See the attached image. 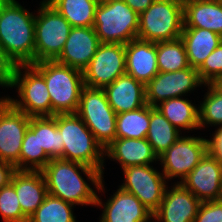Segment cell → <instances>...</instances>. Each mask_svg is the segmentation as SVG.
<instances>
[{
  "instance_id": "cell-1",
  "label": "cell",
  "mask_w": 222,
  "mask_h": 222,
  "mask_svg": "<svg viewBox=\"0 0 222 222\" xmlns=\"http://www.w3.org/2000/svg\"><path fill=\"white\" fill-rule=\"evenodd\" d=\"M41 171L48 194L69 202L75 207L76 205L95 206L97 192L105 190L102 174L97 169L79 162L60 158L51 159ZM81 173L86 175L87 181H91L93 188Z\"/></svg>"
},
{
  "instance_id": "cell-2",
  "label": "cell",
  "mask_w": 222,
  "mask_h": 222,
  "mask_svg": "<svg viewBox=\"0 0 222 222\" xmlns=\"http://www.w3.org/2000/svg\"><path fill=\"white\" fill-rule=\"evenodd\" d=\"M35 14L16 0H0V46L16 66L34 64Z\"/></svg>"
},
{
  "instance_id": "cell-3",
  "label": "cell",
  "mask_w": 222,
  "mask_h": 222,
  "mask_svg": "<svg viewBox=\"0 0 222 222\" xmlns=\"http://www.w3.org/2000/svg\"><path fill=\"white\" fill-rule=\"evenodd\" d=\"M44 77L53 116L56 114H76L84 84L82 71L55 60H44L32 64Z\"/></svg>"
},
{
  "instance_id": "cell-4",
  "label": "cell",
  "mask_w": 222,
  "mask_h": 222,
  "mask_svg": "<svg viewBox=\"0 0 222 222\" xmlns=\"http://www.w3.org/2000/svg\"><path fill=\"white\" fill-rule=\"evenodd\" d=\"M57 129L63 142V160L97 169L104 175V148L77 114H56Z\"/></svg>"
},
{
  "instance_id": "cell-5",
  "label": "cell",
  "mask_w": 222,
  "mask_h": 222,
  "mask_svg": "<svg viewBox=\"0 0 222 222\" xmlns=\"http://www.w3.org/2000/svg\"><path fill=\"white\" fill-rule=\"evenodd\" d=\"M93 28L100 43L126 45L137 38L139 15L124 0H100Z\"/></svg>"
},
{
  "instance_id": "cell-6",
  "label": "cell",
  "mask_w": 222,
  "mask_h": 222,
  "mask_svg": "<svg viewBox=\"0 0 222 222\" xmlns=\"http://www.w3.org/2000/svg\"><path fill=\"white\" fill-rule=\"evenodd\" d=\"M183 27V0H155L139 15L137 38L173 41L180 38Z\"/></svg>"
},
{
  "instance_id": "cell-7",
  "label": "cell",
  "mask_w": 222,
  "mask_h": 222,
  "mask_svg": "<svg viewBox=\"0 0 222 222\" xmlns=\"http://www.w3.org/2000/svg\"><path fill=\"white\" fill-rule=\"evenodd\" d=\"M13 88H16L18 98L8 96V102L15 109L30 117L53 116L44 77L32 65L16 66Z\"/></svg>"
},
{
  "instance_id": "cell-8",
  "label": "cell",
  "mask_w": 222,
  "mask_h": 222,
  "mask_svg": "<svg viewBox=\"0 0 222 222\" xmlns=\"http://www.w3.org/2000/svg\"><path fill=\"white\" fill-rule=\"evenodd\" d=\"M39 6L35 14L34 63L55 60L62 52L72 28L46 0H42Z\"/></svg>"
},
{
  "instance_id": "cell-9",
  "label": "cell",
  "mask_w": 222,
  "mask_h": 222,
  "mask_svg": "<svg viewBox=\"0 0 222 222\" xmlns=\"http://www.w3.org/2000/svg\"><path fill=\"white\" fill-rule=\"evenodd\" d=\"M76 114L104 149L116 139L117 114L107 101L103 88L84 86Z\"/></svg>"
},
{
  "instance_id": "cell-10",
  "label": "cell",
  "mask_w": 222,
  "mask_h": 222,
  "mask_svg": "<svg viewBox=\"0 0 222 222\" xmlns=\"http://www.w3.org/2000/svg\"><path fill=\"white\" fill-rule=\"evenodd\" d=\"M207 152L208 139L202 136L181 135L158 157V161L168 182L180 178L176 183H181Z\"/></svg>"
},
{
  "instance_id": "cell-11",
  "label": "cell",
  "mask_w": 222,
  "mask_h": 222,
  "mask_svg": "<svg viewBox=\"0 0 222 222\" xmlns=\"http://www.w3.org/2000/svg\"><path fill=\"white\" fill-rule=\"evenodd\" d=\"M124 174L121 189L135 195L142 204L154 213L161 204L168 181L162 171L151 165L129 166L122 169Z\"/></svg>"
},
{
  "instance_id": "cell-12",
  "label": "cell",
  "mask_w": 222,
  "mask_h": 222,
  "mask_svg": "<svg viewBox=\"0 0 222 222\" xmlns=\"http://www.w3.org/2000/svg\"><path fill=\"white\" fill-rule=\"evenodd\" d=\"M85 86L104 88L126 73L125 45L100 43L95 55L83 70Z\"/></svg>"
},
{
  "instance_id": "cell-13",
  "label": "cell",
  "mask_w": 222,
  "mask_h": 222,
  "mask_svg": "<svg viewBox=\"0 0 222 222\" xmlns=\"http://www.w3.org/2000/svg\"><path fill=\"white\" fill-rule=\"evenodd\" d=\"M203 85L197 69L191 66L180 71L159 72L145 85L146 103L155 107L165 100L185 97Z\"/></svg>"
},
{
  "instance_id": "cell-14",
  "label": "cell",
  "mask_w": 222,
  "mask_h": 222,
  "mask_svg": "<svg viewBox=\"0 0 222 222\" xmlns=\"http://www.w3.org/2000/svg\"><path fill=\"white\" fill-rule=\"evenodd\" d=\"M31 117L7 102L0 109V160L19 170L22 142Z\"/></svg>"
},
{
  "instance_id": "cell-15",
  "label": "cell",
  "mask_w": 222,
  "mask_h": 222,
  "mask_svg": "<svg viewBox=\"0 0 222 222\" xmlns=\"http://www.w3.org/2000/svg\"><path fill=\"white\" fill-rule=\"evenodd\" d=\"M201 202L222 199V163L209 151L180 183Z\"/></svg>"
},
{
  "instance_id": "cell-16",
  "label": "cell",
  "mask_w": 222,
  "mask_h": 222,
  "mask_svg": "<svg viewBox=\"0 0 222 222\" xmlns=\"http://www.w3.org/2000/svg\"><path fill=\"white\" fill-rule=\"evenodd\" d=\"M118 188L107 202L97 194L95 207H103L99 222H153V213L135 195Z\"/></svg>"
},
{
  "instance_id": "cell-17",
  "label": "cell",
  "mask_w": 222,
  "mask_h": 222,
  "mask_svg": "<svg viewBox=\"0 0 222 222\" xmlns=\"http://www.w3.org/2000/svg\"><path fill=\"white\" fill-rule=\"evenodd\" d=\"M169 188L166 187L163 200L153 213V222H194L202 202L180 183Z\"/></svg>"
},
{
  "instance_id": "cell-18",
  "label": "cell",
  "mask_w": 222,
  "mask_h": 222,
  "mask_svg": "<svg viewBox=\"0 0 222 222\" xmlns=\"http://www.w3.org/2000/svg\"><path fill=\"white\" fill-rule=\"evenodd\" d=\"M100 44L93 27H72L56 62L83 72Z\"/></svg>"
},
{
  "instance_id": "cell-19",
  "label": "cell",
  "mask_w": 222,
  "mask_h": 222,
  "mask_svg": "<svg viewBox=\"0 0 222 222\" xmlns=\"http://www.w3.org/2000/svg\"><path fill=\"white\" fill-rule=\"evenodd\" d=\"M126 74L146 85L159 73L156 42L135 38L125 45Z\"/></svg>"
},
{
  "instance_id": "cell-20",
  "label": "cell",
  "mask_w": 222,
  "mask_h": 222,
  "mask_svg": "<svg viewBox=\"0 0 222 222\" xmlns=\"http://www.w3.org/2000/svg\"><path fill=\"white\" fill-rule=\"evenodd\" d=\"M103 90L116 114L136 110L147 104L145 85L126 73Z\"/></svg>"
},
{
  "instance_id": "cell-21",
  "label": "cell",
  "mask_w": 222,
  "mask_h": 222,
  "mask_svg": "<svg viewBox=\"0 0 222 222\" xmlns=\"http://www.w3.org/2000/svg\"><path fill=\"white\" fill-rule=\"evenodd\" d=\"M10 183L15 188L23 214L29 218L48 195L42 171L15 170Z\"/></svg>"
},
{
  "instance_id": "cell-22",
  "label": "cell",
  "mask_w": 222,
  "mask_h": 222,
  "mask_svg": "<svg viewBox=\"0 0 222 222\" xmlns=\"http://www.w3.org/2000/svg\"><path fill=\"white\" fill-rule=\"evenodd\" d=\"M104 157L119 162L121 170L129 166L152 165L158 156L144 139L116 138L104 149Z\"/></svg>"
},
{
  "instance_id": "cell-23",
  "label": "cell",
  "mask_w": 222,
  "mask_h": 222,
  "mask_svg": "<svg viewBox=\"0 0 222 222\" xmlns=\"http://www.w3.org/2000/svg\"><path fill=\"white\" fill-rule=\"evenodd\" d=\"M183 28H202L222 37V0H183Z\"/></svg>"
},
{
  "instance_id": "cell-24",
  "label": "cell",
  "mask_w": 222,
  "mask_h": 222,
  "mask_svg": "<svg viewBox=\"0 0 222 222\" xmlns=\"http://www.w3.org/2000/svg\"><path fill=\"white\" fill-rule=\"evenodd\" d=\"M180 38L184 43L189 65L197 70L222 42L220 35L202 28H183Z\"/></svg>"
},
{
  "instance_id": "cell-25",
  "label": "cell",
  "mask_w": 222,
  "mask_h": 222,
  "mask_svg": "<svg viewBox=\"0 0 222 222\" xmlns=\"http://www.w3.org/2000/svg\"><path fill=\"white\" fill-rule=\"evenodd\" d=\"M155 107L179 131L200 130L199 107L188 98H171L159 103Z\"/></svg>"
},
{
  "instance_id": "cell-26",
  "label": "cell",
  "mask_w": 222,
  "mask_h": 222,
  "mask_svg": "<svg viewBox=\"0 0 222 222\" xmlns=\"http://www.w3.org/2000/svg\"><path fill=\"white\" fill-rule=\"evenodd\" d=\"M181 135L182 132L174 127L156 107L150 106V125L146 138L158 157Z\"/></svg>"
},
{
  "instance_id": "cell-27",
  "label": "cell",
  "mask_w": 222,
  "mask_h": 222,
  "mask_svg": "<svg viewBox=\"0 0 222 222\" xmlns=\"http://www.w3.org/2000/svg\"><path fill=\"white\" fill-rule=\"evenodd\" d=\"M71 27H93L100 0H46Z\"/></svg>"
},
{
  "instance_id": "cell-28",
  "label": "cell",
  "mask_w": 222,
  "mask_h": 222,
  "mask_svg": "<svg viewBox=\"0 0 222 222\" xmlns=\"http://www.w3.org/2000/svg\"><path fill=\"white\" fill-rule=\"evenodd\" d=\"M50 160L39 146L38 117H31L22 142L19 170L41 171Z\"/></svg>"
},
{
  "instance_id": "cell-29",
  "label": "cell",
  "mask_w": 222,
  "mask_h": 222,
  "mask_svg": "<svg viewBox=\"0 0 222 222\" xmlns=\"http://www.w3.org/2000/svg\"><path fill=\"white\" fill-rule=\"evenodd\" d=\"M150 125V105L117 114L116 138L144 139Z\"/></svg>"
},
{
  "instance_id": "cell-30",
  "label": "cell",
  "mask_w": 222,
  "mask_h": 222,
  "mask_svg": "<svg viewBox=\"0 0 222 222\" xmlns=\"http://www.w3.org/2000/svg\"><path fill=\"white\" fill-rule=\"evenodd\" d=\"M156 52L159 72H174L190 67L181 38L156 42Z\"/></svg>"
},
{
  "instance_id": "cell-31",
  "label": "cell",
  "mask_w": 222,
  "mask_h": 222,
  "mask_svg": "<svg viewBox=\"0 0 222 222\" xmlns=\"http://www.w3.org/2000/svg\"><path fill=\"white\" fill-rule=\"evenodd\" d=\"M74 206L48 194L28 222H77L72 210Z\"/></svg>"
},
{
  "instance_id": "cell-32",
  "label": "cell",
  "mask_w": 222,
  "mask_h": 222,
  "mask_svg": "<svg viewBox=\"0 0 222 222\" xmlns=\"http://www.w3.org/2000/svg\"><path fill=\"white\" fill-rule=\"evenodd\" d=\"M207 89L204 98L200 101L199 127H221L222 126V91L213 83L204 85Z\"/></svg>"
},
{
  "instance_id": "cell-33",
  "label": "cell",
  "mask_w": 222,
  "mask_h": 222,
  "mask_svg": "<svg viewBox=\"0 0 222 222\" xmlns=\"http://www.w3.org/2000/svg\"><path fill=\"white\" fill-rule=\"evenodd\" d=\"M38 142L50 159H63V142L57 129L56 115L38 117Z\"/></svg>"
},
{
  "instance_id": "cell-34",
  "label": "cell",
  "mask_w": 222,
  "mask_h": 222,
  "mask_svg": "<svg viewBox=\"0 0 222 222\" xmlns=\"http://www.w3.org/2000/svg\"><path fill=\"white\" fill-rule=\"evenodd\" d=\"M0 216L4 222H28L21 210L15 188L10 182L0 189Z\"/></svg>"
},
{
  "instance_id": "cell-35",
  "label": "cell",
  "mask_w": 222,
  "mask_h": 222,
  "mask_svg": "<svg viewBox=\"0 0 222 222\" xmlns=\"http://www.w3.org/2000/svg\"><path fill=\"white\" fill-rule=\"evenodd\" d=\"M197 71L200 79L205 84L214 83L220 76H222V42L206 58Z\"/></svg>"
},
{
  "instance_id": "cell-36",
  "label": "cell",
  "mask_w": 222,
  "mask_h": 222,
  "mask_svg": "<svg viewBox=\"0 0 222 222\" xmlns=\"http://www.w3.org/2000/svg\"><path fill=\"white\" fill-rule=\"evenodd\" d=\"M194 222H222V199L202 202Z\"/></svg>"
},
{
  "instance_id": "cell-37",
  "label": "cell",
  "mask_w": 222,
  "mask_h": 222,
  "mask_svg": "<svg viewBox=\"0 0 222 222\" xmlns=\"http://www.w3.org/2000/svg\"><path fill=\"white\" fill-rule=\"evenodd\" d=\"M16 64L0 46V87L12 88Z\"/></svg>"
},
{
  "instance_id": "cell-38",
  "label": "cell",
  "mask_w": 222,
  "mask_h": 222,
  "mask_svg": "<svg viewBox=\"0 0 222 222\" xmlns=\"http://www.w3.org/2000/svg\"><path fill=\"white\" fill-rule=\"evenodd\" d=\"M208 138V151L222 163V126Z\"/></svg>"
},
{
  "instance_id": "cell-39",
  "label": "cell",
  "mask_w": 222,
  "mask_h": 222,
  "mask_svg": "<svg viewBox=\"0 0 222 222\" xmlns=\"http://www.w3.org/2000/svg\"><path fill=\"white\" fill-rule=\"evenodd\" d=\"M14 171L15 167L12 164L0 160V189L10 182Z\"/></svg>"
},
{
  "instance_id": "cell-40",
  "label": "cell",
  "mask_w": 222,
  "mask_h": 222,
  "mask_svg": "<svg viewBox=\"0 0 222 222\" xmlns=\"http://www.w3.org/2000/svg\"><path fill=\"white\" fill-rule=\"evenodd\" d=\"M138 15L143 13L155 0H124Z\"/></svg>"
},
{
  "instance_id": "cell-41",
  "label": "cell",
  "mask_w": 222,
  "mask_h": 222,
  "mask_svg": "<svg viewBox=\"0 0 222 222\" xmlns=\"http://www.w3.org/2000/svg\"><path fill=\"white\" fill-rule=\"evenodd\" d=\"M218 89L222 91V76H220L214 83H213Z\"/></svg>"
},
{
  "instance_id": "cell-42",
  "label": "cell",
  "mask_w": 222,
  "mask_h": 222,
  "mask_svg": "<svg viewBox=\"0 0 222 222\" xmlns=\"http://www.w3.org/2000/svg\"><path fill=\"white\" fill-rule=\"evenodd\" d=\"M8 102V95L0 98V109Z\"/></svg>"
}]
</instances>
